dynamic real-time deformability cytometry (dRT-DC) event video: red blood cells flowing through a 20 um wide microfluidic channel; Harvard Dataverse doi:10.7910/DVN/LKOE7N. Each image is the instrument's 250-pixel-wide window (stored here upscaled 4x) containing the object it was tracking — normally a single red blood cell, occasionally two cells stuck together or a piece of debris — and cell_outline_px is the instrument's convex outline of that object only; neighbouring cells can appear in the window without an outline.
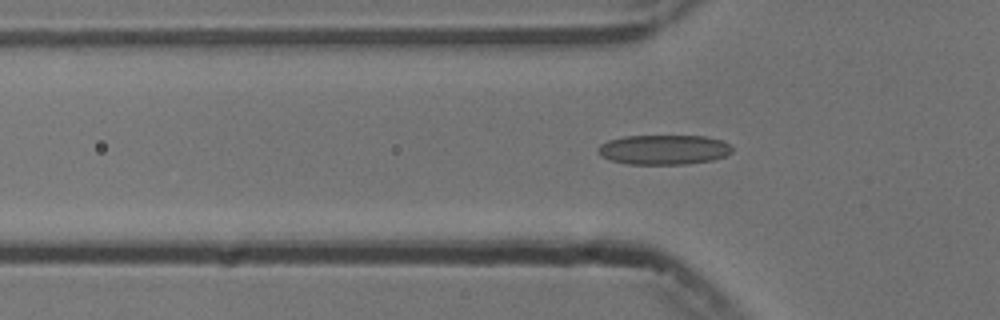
{"species": "common noctule bat (a hibernating species)", "species_latin": "Nyctalus noctula", "temperature_condition": "cold", "stored_images_in_passage": 39, "camera_frame_rate_fps": 3000, "um_per_image_px": 0.085, "animal": {"sex": "male", "body_mass_g": 13.3}, "frame": {"image": 1, "passage_image": 16, "time_ms": 5.0, "image_size_px": [1000, 320], "cell_outline_px": [[732, 152], [724, 156], [712, 160], [688, 164], [628, 164], [612, 160], [600, 156], [596, 148], [600, 144], [608, 140], [624, 136], [704, 136], [724, 140], [732, 148]], "centroid_in_image_um": [56.41, 12.72], "position_along_channel_um": 69.4, "area_um2": 23.35}}
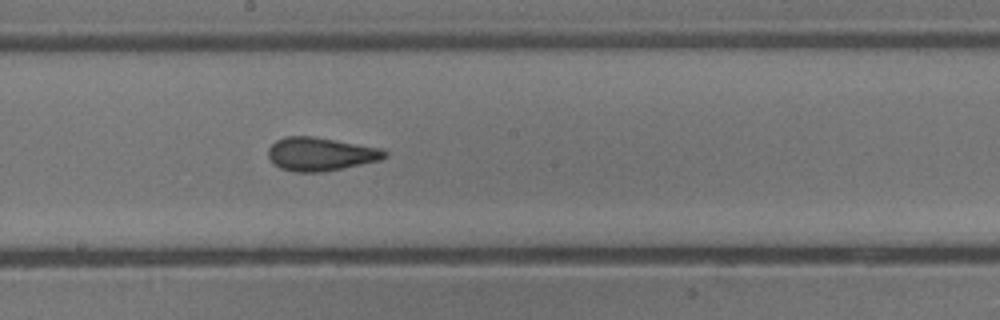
{"frame": {"image": 2, "passage_image": 28, "time_ms": 9.0, "image_size_px": [1000, 320], "cell_outline_px": [[388, 156], [380, 160], [324, 172], [296, 172], [280, 168], [272, 164], [268, 156], [268, 148], [276, 140], [284, 136], [312, 136], [384, 148], [388, 152]], "centroid_in_image_um": [27.25, 13.09], "position_along_channel_um": 220.9, "area_um2": 22.95}}
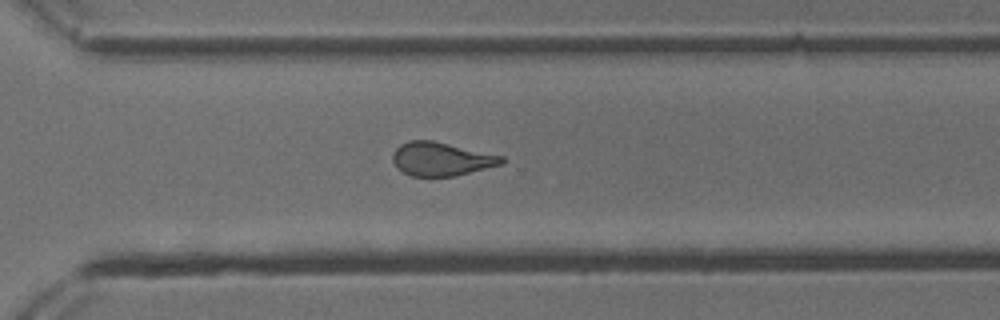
{"frame": {"image": 3, "passage_image": 37, "time_ms": 12.0, "image_size_px": [1000, 320], "cell_outline_px": [[504, 164], [456, 176], [412, 176], [396, 168], [392, 160], [392, 152], [400, 144], [408, 140], [432, 140], [504, 156]], "centroid_in_image_um": [37.5, 13.51], "position_along_channel_um": 333.1, "area_um2": 21.5}}